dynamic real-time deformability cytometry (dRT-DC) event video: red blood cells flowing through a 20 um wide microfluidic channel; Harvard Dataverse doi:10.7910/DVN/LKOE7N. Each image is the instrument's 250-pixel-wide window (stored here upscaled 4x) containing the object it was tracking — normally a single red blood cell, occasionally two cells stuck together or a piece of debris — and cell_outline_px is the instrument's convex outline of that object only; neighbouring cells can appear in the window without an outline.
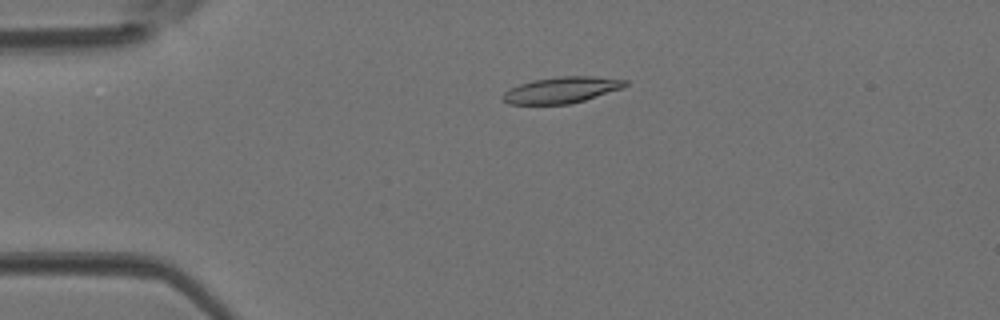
{"species": "Egyptian fruit bat (a non-hibernating species)", "species_latin": "Rousettus aegyptiacus", "temperature_condition": "room temperature", "stored_images_in_passage": 42, "camera_frame_rate_fps": 3000, "um_per_image_px": 0.085, "animal": {"sex": "female"}, "frame": {"image": 1, "passage_image": 7, "time_ms": 2.0, "image_size_px": [1000, 320], "cell_outline_px": [[628, 84], [624, 88], [584, 100], [568, 104], [508, 104], [500, 96], [508, 88], [532, 80], [560, 76], [592, 76], [628, 80]], "centroid_in_image_um": [47.73, 7.64], "position_along_channel_um": 37.3, "area_um2": 18.79}}
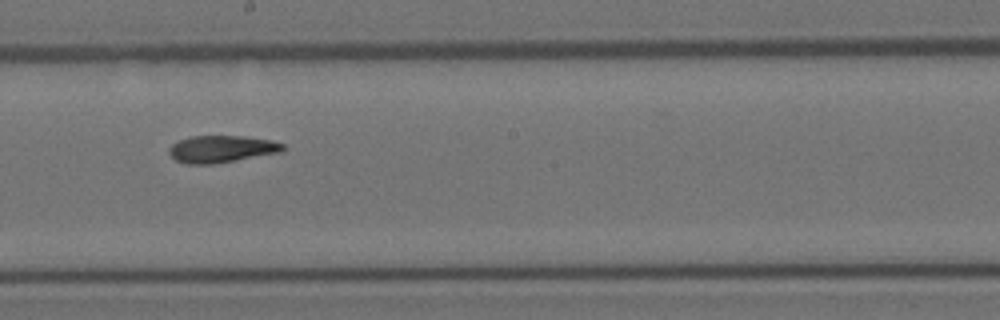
{"frame": {"image": 2, "passage_image": 22, "time_ms": 7.0, "image_size_px": [1000, 320], "cell_outline_px": [[284, 148], [280, 152], [236, 160], [212, 164], [188, 164], [176, 160], [168, 152], [168, 148], [172, 144], [180, 140], [192, 136], [244, 136], [272, 140], [284, 144]], "centroid_in_image_um": [18.82, 12.66], "position_along_channel_um": 229.4, "area_um2": 17.8}}
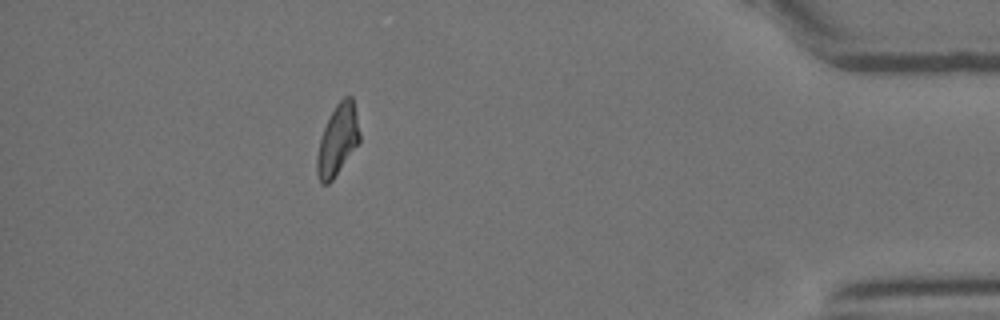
{"frame": {"image": 3, "passage_image": 37, "time_ms": 12.0, "image_size_px": [1000, 320], "cell_outline_px": [[360, 140], [332, 180], [328, 184], [320, 184], [316, 172], [316, 156], [320, 140], [324, 128], [336, 104], [344, 96], [352, 96], [356, 112], [360, 132]], "centroid_in_image_um": [28.69, 11.9], "position_along_channel_um": 406.5, "area_um2": 17.34}}